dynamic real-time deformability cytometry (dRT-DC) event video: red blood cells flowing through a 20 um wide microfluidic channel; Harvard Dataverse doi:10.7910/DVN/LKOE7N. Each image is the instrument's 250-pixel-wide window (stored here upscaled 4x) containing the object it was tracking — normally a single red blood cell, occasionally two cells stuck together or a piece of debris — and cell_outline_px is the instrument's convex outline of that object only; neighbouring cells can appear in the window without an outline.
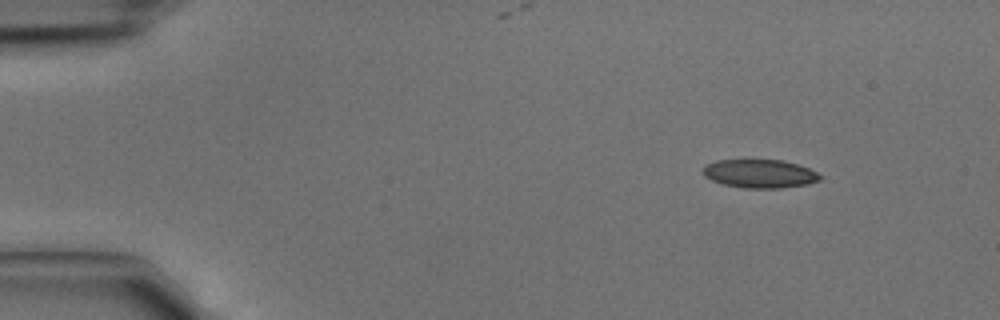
{"species": "common noctule bat (a hibernating species)", "species_latin": "Nyctalus noctula", "temperature_condition": "cold", "stored_images_in_passage": 3, "camera_frame_rate_fps": 3000, "um_per_image_px": 0.085, "animal": {"sex": "male", "body_mass_g": 15.6}, "frame": {"image": 1, "passage_image": 1, "time_ms": 0.0, "image_size_px": [1000, 320], "cell_outline_px": [[820, 180], [808, 184], [780, 188], [744, 188], [724, 184], [712, 180], [704, 176], [700, 172], [708, 164], [716, 160], [780, 160], [796, 164], [808, 168], [816, 172], [820, 176]], "centroid_in_image_um": [64.55, 14.77], "position_along_channel_um": 20.4, "area_um2": 19.25}}
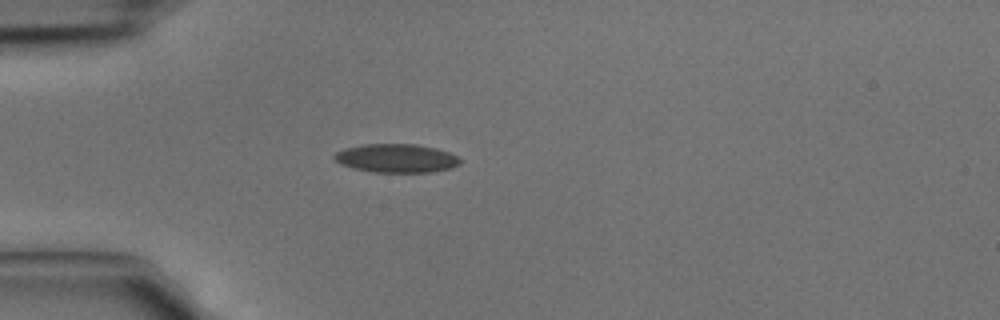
{"frame": {"image": 2, "passage_image": 3, "time_ms": 0.667, "image_size_px": [1000, 320], "cell_outline_px": [[460, 164], [452, 168], [432, 172], [372, 172], [352, 168], [340, 164], [332, 156], [336, 152], [344, 148], [364, 144], [416, 144], [436, 148], [448, 152], [456, 156], [460, 160]], "centroid_in_image_um": [33.67, 13.45], "position_along_channel_um": 51.3, "area_um2": 21.04}}